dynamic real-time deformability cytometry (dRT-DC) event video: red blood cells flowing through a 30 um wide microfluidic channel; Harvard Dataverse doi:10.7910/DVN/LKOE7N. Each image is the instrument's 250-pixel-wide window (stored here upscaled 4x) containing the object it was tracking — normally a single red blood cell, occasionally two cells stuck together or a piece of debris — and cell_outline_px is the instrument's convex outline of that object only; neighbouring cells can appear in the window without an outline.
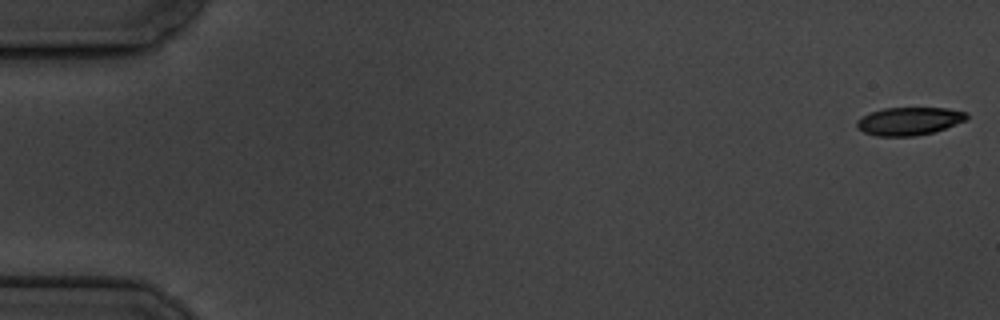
{"species": "common noctule bat (a hibernating species)", "species_latin": "Nyctalus noctula", "temperature_condition": "cold", "stored_images_in_passage": 6, "camera_frame_rate_fps": 3000, "um_per_image_px": 0.085, "animal": {"sex": "male", "body_mass_g": 19.5, "forearm_length_mm": 54.6}, "frame": {"image": 1, "passage_image": 1, "time_ms": 0.0, "image_size_px": [1000, 320], "cell_outline_px": [[968, 120], [932, 132], [916, 136], [876, 136], [864, 132], [856, 128], [856, 120], [872, 112], [884, 108], [948, 108], [968, 112]], "centroid_in_image_um": [77.29, 10.29], "position_along_channel_um": 7.7, "area_um2": 17.92}}